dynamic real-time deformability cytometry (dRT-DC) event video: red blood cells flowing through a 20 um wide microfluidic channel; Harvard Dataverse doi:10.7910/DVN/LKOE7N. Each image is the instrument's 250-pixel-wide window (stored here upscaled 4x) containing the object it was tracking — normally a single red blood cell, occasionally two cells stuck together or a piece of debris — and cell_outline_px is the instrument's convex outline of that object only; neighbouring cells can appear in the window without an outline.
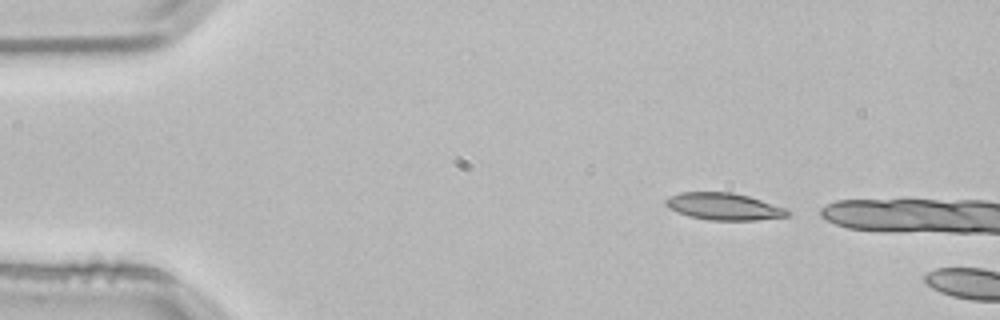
{"species": "common noctule bat (a hibernating species)", "species_latin": "Nyctalus noctula", "temperature_condition": "room temperature", "stored_images_in_passage": 2, "camera_frame_rate_fps": 3000, "um_per_image_px": 0.085, "animal": {"sex": "male", "body_mass_g": 21.5, "forearm_length_mm": 52.0}, "frame": {"image": 1, "passage_image": 1, "time_ms": 0.0, "image_size_px": [1000, 320], "cell_outline_px": [[792, 212], [788, 216], [756, 220], [708, 220], [688, 216], [676, 212], [668, 208], [664, 204], [664, 200], [668, 196], [680, 192], [732, 192], [748, 196], [788, 208]], "centroid_in_image_um": [61.51, 17.55], "position_along_channel_um": 23.5, "area_um2": 19.48}}